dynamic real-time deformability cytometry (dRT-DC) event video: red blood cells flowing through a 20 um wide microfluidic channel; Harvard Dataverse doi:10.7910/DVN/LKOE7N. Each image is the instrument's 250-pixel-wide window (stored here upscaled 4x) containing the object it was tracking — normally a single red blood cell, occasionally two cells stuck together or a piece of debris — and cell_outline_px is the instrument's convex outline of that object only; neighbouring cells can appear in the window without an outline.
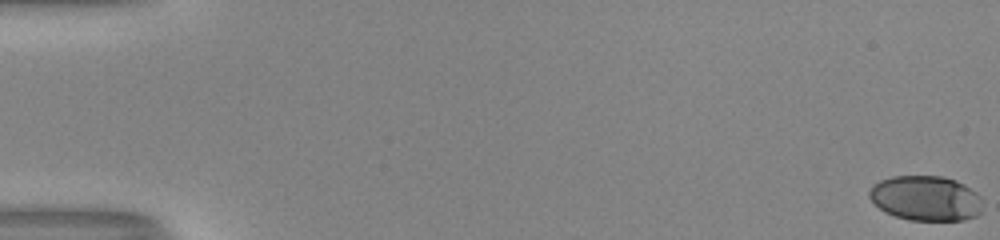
{"species": "human", "species_latin": "Homo sapiens", "temperature_condition": "room temperature", "stored_images_in_passage": 54, "camera_frame_rate_fps": 3000, "um_per_image_px": 0.085, "donor": {"sex": "male"}, "frame": {"image": 1, "passage_image": 1, "time_ms": 0.0, "image_size_px": [1000, 240], "cell_outline_px": [[984, 212], [976, 216], [964, 220], [908, 220], [884, 212], [868, 196], [868, 192], [872, 184], [880, 180], [892, 176], [944, 176], [956, 180], [964, 184], [976, 192], [984, 200]], "centroid_in_image_um": [78.74, 16.85], "position_along_channel_um": 6.3, "area_um2": 30.23}}
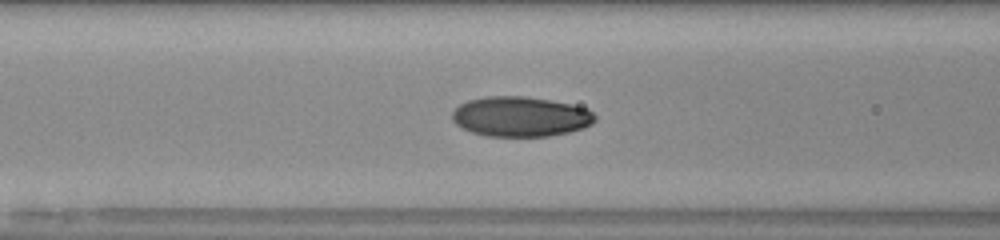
{"frame": {"image": 2, "passage_image": 24, "time_ms": 7.667, "image_size_px": [1000, 240], "cell_outline_px": [[596, 120], [592, 124], [584, 128], [568, 132], [548, 136], [484, 136], [460, 128], [452, 120], [452, 112], [460, 104], [468, 100], [488, 96], [524, 96], [548, 100], [588, 108], [596, 116]], "centroid_in_image_um": [44.23, 9.92], "position_along_channel_um": 122.4, "area_um2": 33.35}}
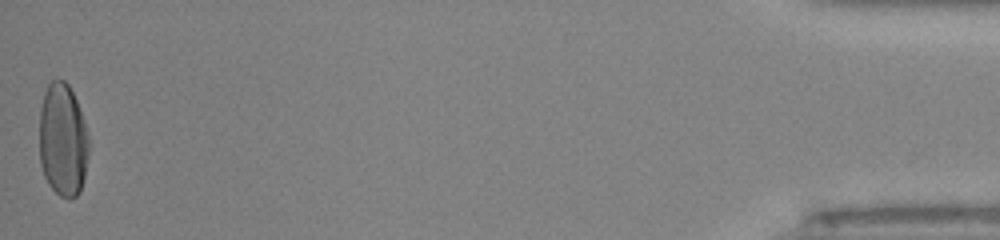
{"frame": {"image": 3, "passage_image": 54, "time_ms": 17.667, "image_size_px": [1000, 240], "cell_outline_px": [[88, 156], [84, 176], [80, 192], [76, 196], [68, 200], [60, 196], [48, 184], [44, 176], [40, 164], [40, 108], [44, 92], [48, 84], [52, 80], [64, 80], [68, 84], [76, 100], [84, 120], [88, 136]], "centroid_in_image_um": [5.33, 11.92], "position_along_channel_um": 429.9, "area_um2": 32.71}, "authors_computed_cell_mechanics": {"area_um2": 32.1946, "velocity_mm_per_s": 4.0303, "shape_relaxation_time_tau1_ms": 4.6871, "shape_relaxation_time_tau2_ms": null, "deformation_change_tau1": 0.1933, "deformation_change_tau2": null}}